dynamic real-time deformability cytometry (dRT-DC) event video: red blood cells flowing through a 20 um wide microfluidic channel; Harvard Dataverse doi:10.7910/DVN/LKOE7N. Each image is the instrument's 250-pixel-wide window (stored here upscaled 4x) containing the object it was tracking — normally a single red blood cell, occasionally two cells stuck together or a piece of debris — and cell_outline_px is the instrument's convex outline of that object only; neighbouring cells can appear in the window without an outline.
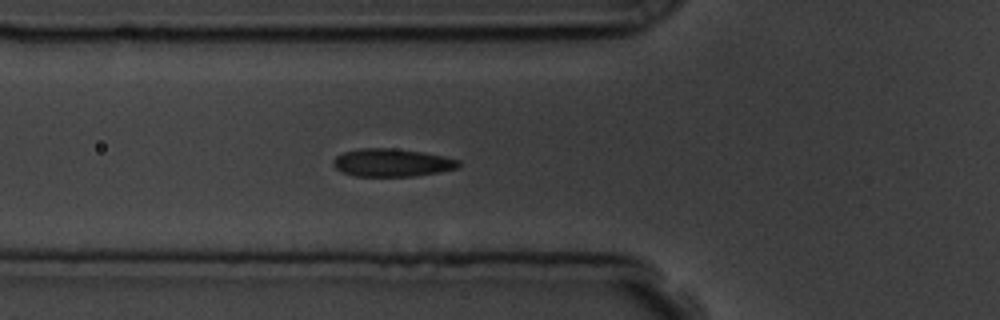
{"species": "common noctule bat (a hibernating species)", "species_latin": "Nyctalus noctula", "temperature_condition": "room temperature", "stored_images_in_passage": 47, "camera_frame_rate_fps": 3000, "um_per_image_px": 0.085, "animal": {"sex": "male", "body_mass_g": 19.5, "forearm_length_mm": 54.6}, "frame": {"image": 1, "passage_image": 16, "time_ms": 5.0, "image_size_px": [1000, 320], "cell_outline_px": [[460, 164], [456, 168], [440, 172], [416, 176], [356, 176], [344, 172], [336, 168], [332, 164], [332, 160], [336, 156], [344, 152], [360, 148], [392, 148], [424, 152], [444, 156], [460, 160]], "centroid_in_image_um": [33.33, 13.82], "position_along_channel_um": 92.5, "area_um2": 20.4}}
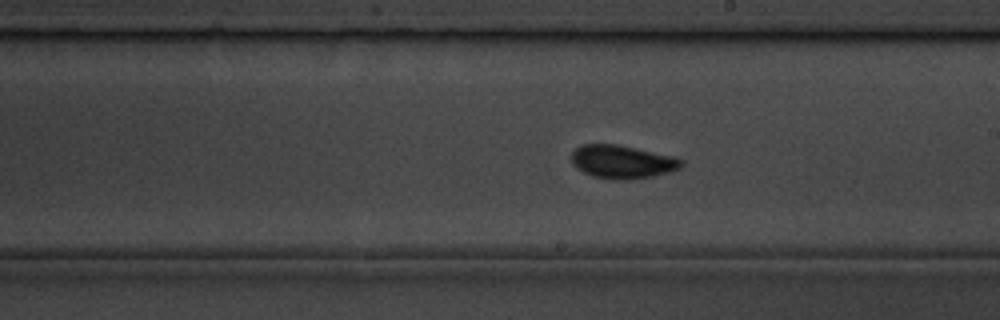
{"frame": {"image": 2, "passage_image": 28, "time_ms": 9.0, "image_size_px": [1000, 320], "cell_outline_px": [[684, 164], [680, 168], [668, 172], [652, 176], [632, 180], [612, 180], [592, 176], [576, 168], [572, 164], [572, 152], [576, 148], [584, 144], [616, 144], [676, 156], [684, 160]], "centroid_in_image_um": [52.92, 13.76], "position_along_channel_um": 236.1, "area_um2": 21.56}}
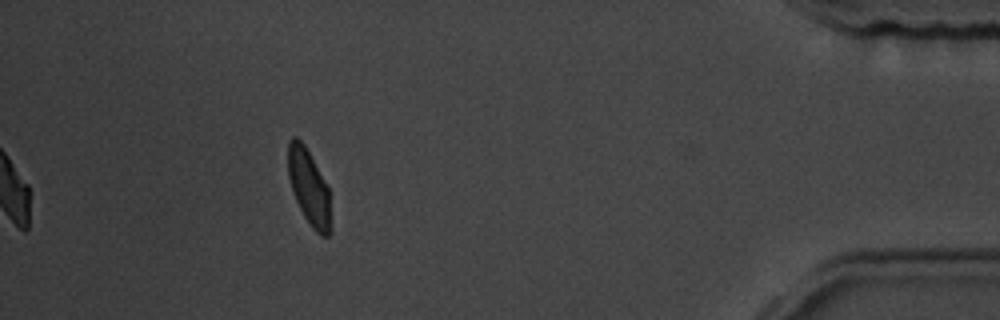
{"frame": {"image": 3, "passage_image": 47, "time_ms": 15.333, "image_size_px": [1000, 320], "cell_outline_px": [[332, 232], [328, 236], [320, 236], [312, 228], [304, 216], [292, 192], [288, 176], [288, 140], [292, 136], [296, 136], [304, 144], [328, 188]], "centroid_in_image_um": [26.25, 15.95], "position_along_channel_um": 408.9, "area_um2": 18.79}, "authors_computed_cell_mechanics": {"area_um2": 19.7676, "velocity_mm_per_s": 3.5936, "shape_relaxation_time_tau1_ms": 4.0103, "shape_relaxation_time_tau2_ms": 0.5447, "deformation_change_tau1": 0.1131, "deformation_change_tau2": 0.034}}